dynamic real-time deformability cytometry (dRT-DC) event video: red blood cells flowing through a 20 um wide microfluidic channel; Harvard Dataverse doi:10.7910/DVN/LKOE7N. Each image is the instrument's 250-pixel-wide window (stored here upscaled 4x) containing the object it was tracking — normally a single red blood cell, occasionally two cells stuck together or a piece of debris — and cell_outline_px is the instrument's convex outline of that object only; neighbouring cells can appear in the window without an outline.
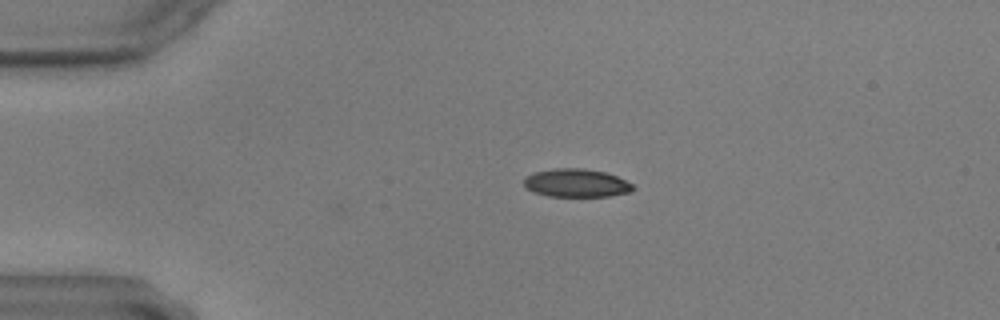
{"species": "common noctule bat (a hibernating species)", "species_latin": "Nyctalus noctula", "temperature_condition": "warm", "stored_images_in_passage": 8, "camera_frame_rate_fps": 3000, "um_per_image_px": 0.085, "animal": {"sex": "male", "body_mass_g": 17.9, "forearm_length_mm": 54.2}, "frame": {"image": 1, "passage_image": 8, "time_ms": 2.333, "image_size_px": [1000, 320], "cell_outline_px": [[636, 188], [632, 192], [608, 196], [548, 196], [532, 192], [524, 184], [524, 176], [532, 172], [556, 168], [584, 168], [604, 172], [616, 176], [632, 184]], "centroid_in_image_um": [48.97, 15.55], "position_along_channel_um": 36.0, "area_um2": 18.03}}